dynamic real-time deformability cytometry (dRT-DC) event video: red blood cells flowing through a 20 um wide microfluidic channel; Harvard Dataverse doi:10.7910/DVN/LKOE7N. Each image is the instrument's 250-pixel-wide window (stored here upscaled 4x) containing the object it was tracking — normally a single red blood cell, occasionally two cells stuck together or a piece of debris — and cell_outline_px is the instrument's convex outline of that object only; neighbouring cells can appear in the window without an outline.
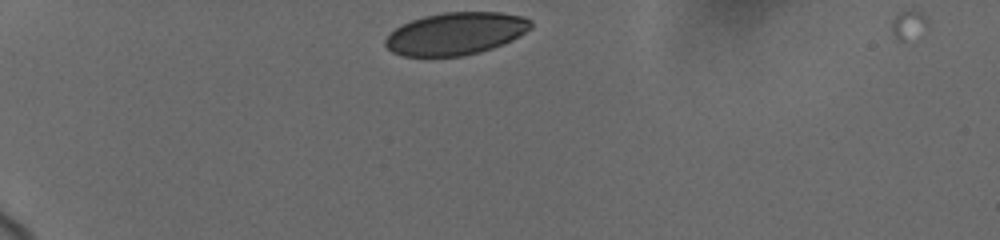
{"species": "human", "species_latin": "Homo sapiens", "temperature_condition": "cold", "stored_images_in_passage": 11, "camera_frame_rate_fps": 3000, "um_per_image_px": 0.085, "donor": {"sex": "female"}, "frame": {"image": 1, "passage_image": 1, "time_ms": 0.0, "image_size_px": [1000, 240], "cell_outline_px": [[532, 28], [512, 40], [492, 48], [480, 52], [464, 56], [404, 56], [392, 52], [384, 44], [384, 40], [396, 28], [412, 20], [424, 16], [444, 12], [500, 12], [524, 16], [532, 20]], "centroid_in_image_um": [38.77, 2.85], "position_along_channel_um": 46.2, "area_um2": 35.95}}
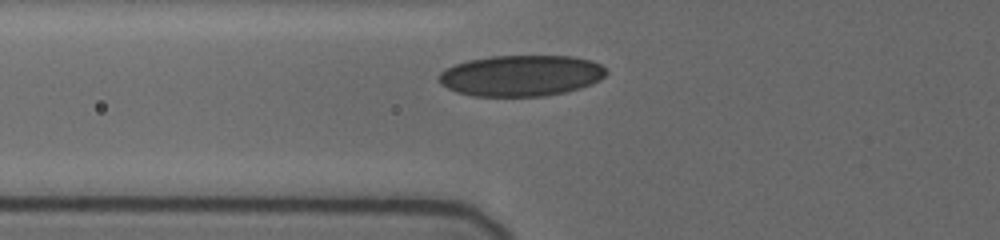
{"frame": {"image": 2, "passage_image": 8, "time_ms": 2.333, "image_size_px": [1000, 240], "cell_outline_px": [[608, 72], [600, 80], [592, 84], [580, 88], [564, 92], [544, 96], [472, 96], [456, 92], [440, 84], [436, 76], [444, 68], [468, 60], [492, 56], [572, 56], [592, 60], [600, 64]], "centroid_in_image_um": [44.27, 6.43], "position_along_channel_um": 81.5, "area_um2": 40.29}}
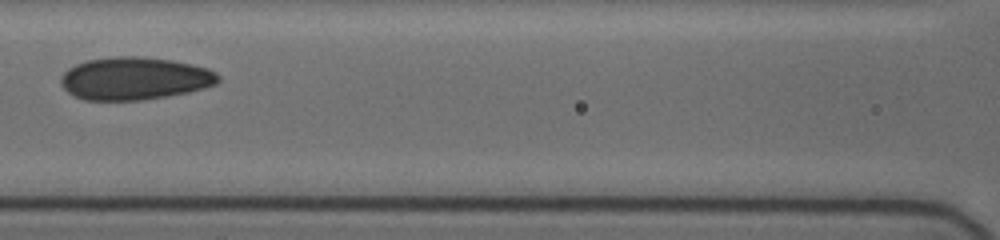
{"frame": {"image": 3, "passage_image": 10, "time_ms": 4.333, "image_size_px": [1000, 240], "cell_outline_px": [[220, 80], [216, 84], [204, 88], [188, 92], [168, 96], [140, 100], [84, 100], [68, 92], [60, 84], [60, 76], [68, 68], [76, 64], [88, 60], [116, 56], [140, 56], [172, 60], [192, 64], [208, 68], [216, 72], [220, 76]], "centroid_in_image_um": [11.45, 6.66], "position_along_channel_um": 155.1, "area_um2": 39.3}}